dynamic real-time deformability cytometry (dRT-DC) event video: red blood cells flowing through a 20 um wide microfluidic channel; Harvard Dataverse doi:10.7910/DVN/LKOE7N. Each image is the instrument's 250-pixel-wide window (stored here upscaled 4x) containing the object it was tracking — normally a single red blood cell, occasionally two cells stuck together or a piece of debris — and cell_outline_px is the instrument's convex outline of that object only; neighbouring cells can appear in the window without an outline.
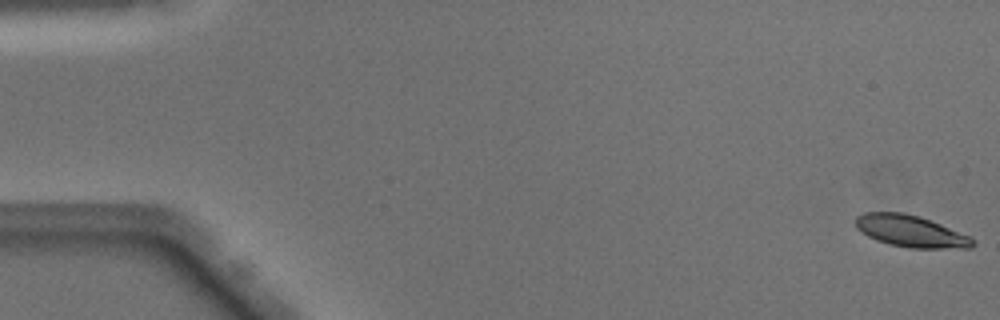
{"species": "Egyptian fruit bat (a non-hibernating species)", "species_latin": "Rousettus aegyptiacus", "temperature_condition": "warm", "stored_images_in_passage": 50, "camera_frame_rate_fps": 3000, "um_per_image_px": 0.085, "animal": {"sex": "male"}, "frame": {"image": 1, "passage_image": 1, "time_ms": 0.0, "image_size_px": [1000, 320], "cell_outline_px": [[976, 244], [972, 248], [908, 248], [888, 244], [876, 240], [868, 236], [856, 228], [856, 216], [864, 212], [904, 212], [920, 216], [972, 236], [976, 240]], "centroid_in_image_um": [77.45, 19.65], "position_along_channel_um": 7.5, "area_um2": 22.02}}
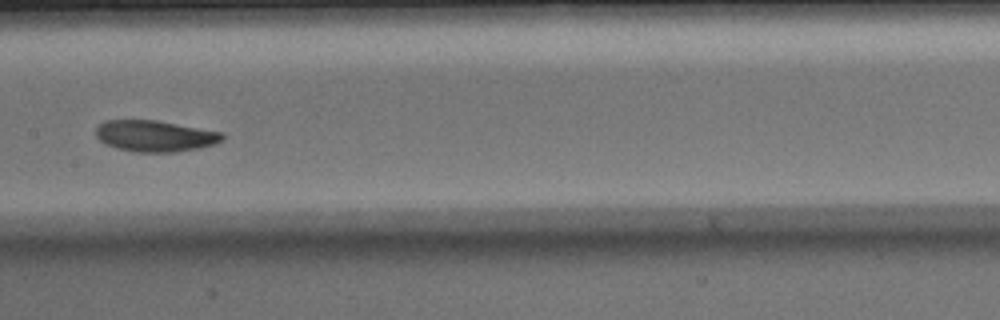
{"frame": {"image": 2, "passage_image": 26, "time_ms": 8.333, "image_size_px": [1000, 320], "cell_outline_px": [[224, 136], [216, 144], [200, 148], [176, 152], [136, 152], [116, 148], [104, 144], [96, 136], [96, 128], [104, 120], [156, 120], [224, 132]], "centroid_in_image_um": [13.18, 11.56], "position_along_channel_um": 194.2, "area_um2": 23.18}}
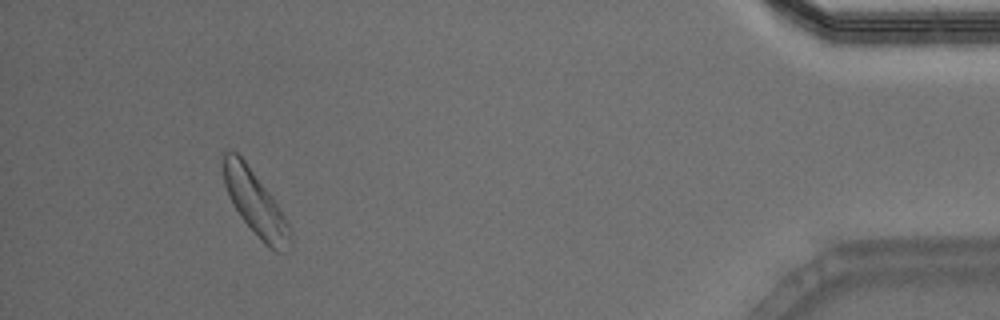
{"frame": {"image": 3, "passage_image": 47, "time_ms": 15.333, "image_size_px": [1000, 320], "cell_outline_px": [[292, 248], [280, 252], [276, 252], [268, 248], [264, 244], [240, 216], [232, 204], [224, 184], [220, 152], [224, 148], [232, 148], [244, 160], [268, 192], [284, 216], [292, 232]], "centroid_in_image_um": [21.65, 17.24], "position_along_channel_um": 413.5, "area_um2": 25.32}, "authors_computed_cell_mechanics": {"area_um2": 22.9177, "velocity_mm_per_s": 4.0296, "shape_relaxation_time_tau1_ms": 2.0042, "shape_relaxation_time_tau2_ms": 9.1649, "deformation_change_tau1": 0.1398, "deformation_change_tau2": 0.1674}}